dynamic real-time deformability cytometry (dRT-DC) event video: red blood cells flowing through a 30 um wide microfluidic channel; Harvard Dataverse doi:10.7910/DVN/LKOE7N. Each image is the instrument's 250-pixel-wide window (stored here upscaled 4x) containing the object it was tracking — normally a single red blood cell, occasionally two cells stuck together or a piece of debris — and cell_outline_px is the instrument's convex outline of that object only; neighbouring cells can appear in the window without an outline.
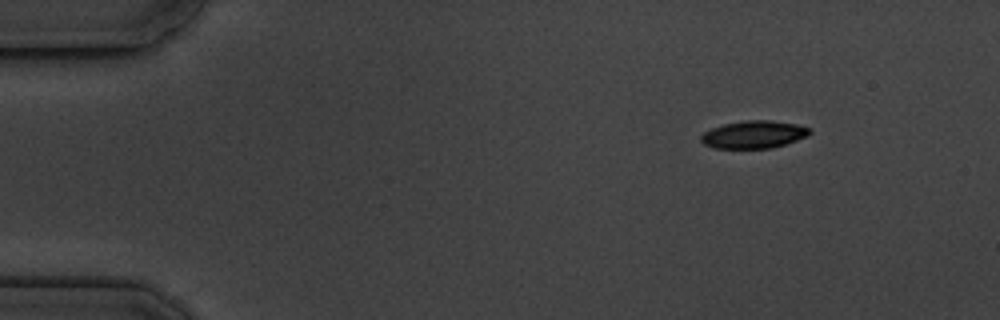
{"species": "common noctule bat (a hibernating species)", "species_latin": "Nyctalus noctula", "temperature_condition": "cold", "stored_images_in_passage": 4, "camera_frame_rate_fps": 3000, "um_per_image_px": 0.085, "animal": {"sex": "male", "body_mass_g": 19.5, "forearm_length_mm": 54.6}, "frame": {"image": 1, "passage_image": 1, "time_ms": 0.0, "image_size_px": [1000, 320], "cell_outline_px": [[812, 132], [808, 136], [772, 148], [712, 148], [704, 144], [700, 140], [700, 136], [704, 132], [712, 128], [724, 124], [744, 120], [768, 120], [796, 124], [812, 128]], "centroid_in_image_um": [64.07, 11.43], "position_along_channel_um": 20.9, "area_um2": 17.51}}
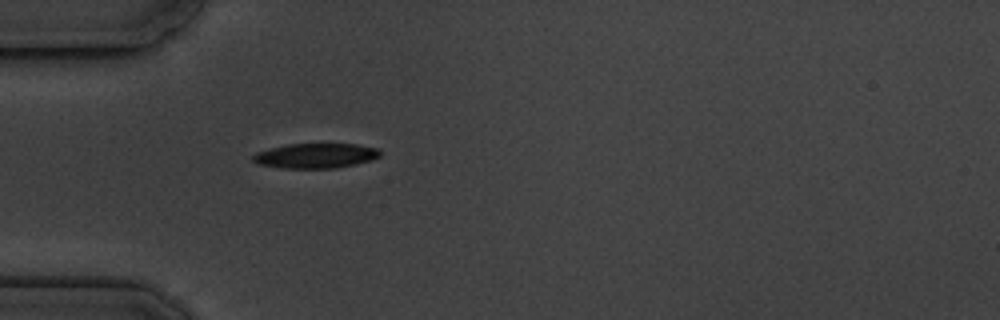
{"frame": {"image": 2, "passage_image": 4, "time_ms": 3.333, "image_size_px": [1000, 320], "cell_outline_px": [[380, 156], [372, 160], [356, 164], [336, 168], [280, 168], [260, 164], [252, 160], [252, 156], [256, 152], [288, 144], [356, 144], [376, 148], [380, 152]], "centroid_in_image_um": [26.83, 13.24], "position_along_channel_um": 58.2, "area_um2": 18.32}}